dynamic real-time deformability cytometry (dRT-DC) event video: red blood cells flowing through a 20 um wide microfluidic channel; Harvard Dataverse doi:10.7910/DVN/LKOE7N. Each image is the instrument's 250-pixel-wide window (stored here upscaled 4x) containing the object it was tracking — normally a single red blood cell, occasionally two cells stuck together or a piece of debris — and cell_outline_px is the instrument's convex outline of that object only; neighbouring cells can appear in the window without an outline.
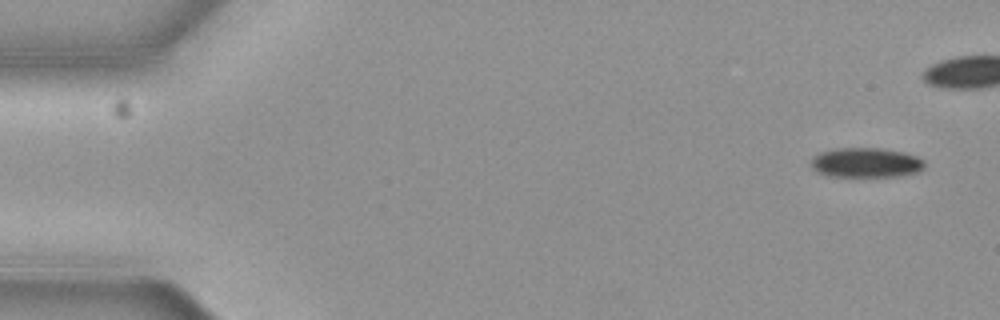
{"species": "common noctule bat (a hibernating species)", "species_latin": "Nyctalus noctula", "temperature_condition": "cold", "stored_images_in_passage": 15, "camera_frame_rate_fps": 3000, "um_per_image_px": 0.085, "animal": {"sex": "female", "body_mass_g": 19.3, "forearm_length_mm": 54.1}, "frame": {"image": 1, "passage_image": 1, "time_ms": 0.0, "image_size_px": [1000, 320], "cell_outline_px": [[924, 168], [916, 172], [900, 176], [828, 176], [816, 172], [812, 168], [812, 160], [820, 152], [836, 148], [880, 148], [900, 152], [916, 156], [924, 160]], "centroid_in_image_um": [73.6, 13.83], "position_along_channel_um": 11.4, "area_um2": 19.48}}
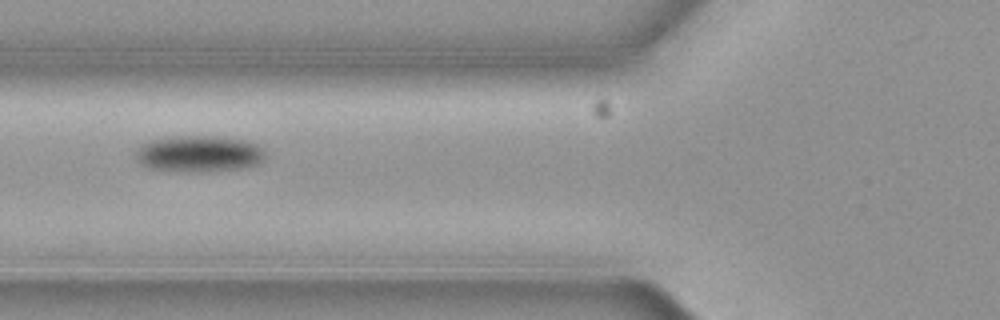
{"frame": {"image": 2, "passage_image": 7, "time_ms": 2.0, "image_size_px": [1000, 320], "cell_outline_px": [[264, 160], [256, 164], [240, 168], [200, 172], [180, 172], [148, 168], [140, 164], [136, 160], [136, 152], [140, 144], [152, 140], [168, 136], [216, 136], [244, 140], [260, 144], [264, 148]], "centroid_in_image_um": [16.89, 13.07], "position_along_channel_um": 108.9, "area_um2": 27.86}}
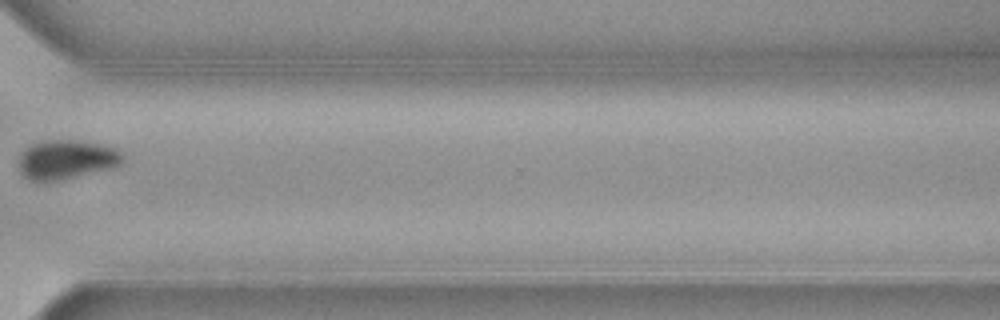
{"frame": {"image": 3, "passage_image": 13, "time_ms": 4.0, "image_size_px": [1000, 320], "cell_outline_px": [[124, 160], [120, 164], [112, 168], [64, 180], [32, 180], [24, 176], [20, 172], [20, 152], [24, 148], [32, 144], [44, 140], [72, 140], [104, 144], [116, 148], [124, 156]], "centroid_in_image_um": [5.67, 13.55], "position_along_channel_um": 364.9, "area_um2": 23.87}}